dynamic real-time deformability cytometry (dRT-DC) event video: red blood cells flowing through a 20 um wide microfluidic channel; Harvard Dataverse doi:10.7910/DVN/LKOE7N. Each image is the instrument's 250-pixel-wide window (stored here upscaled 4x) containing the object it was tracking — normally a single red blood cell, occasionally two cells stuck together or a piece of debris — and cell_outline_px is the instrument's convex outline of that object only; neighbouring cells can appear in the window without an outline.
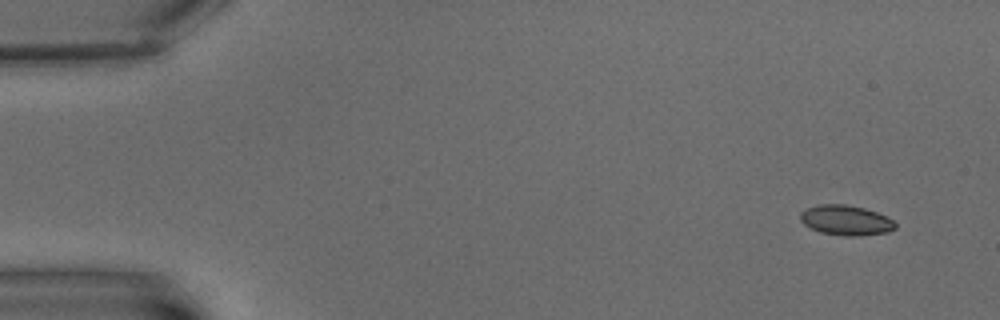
{"species": "common noctule bat (a hibernating species)", "species_latin": "Nyctalus noctula", "temperature_condition": "warm", "stored_images_in_passage": 10, "camera_frame_rate_fps": 3000, "um_per_image_px": 0.085, "animal": {"sex": "male", "body_mass_g": 15.6}, "frame": {"image": 1, "passage_image": 1, "time_ms": 0.0, "image_size_px": [1000, 320], "cell_outline_px": [[896, 228], [888, 232], [860, 236], [844, 236], [820, 232], [804, 224], [800, 220], [800, 212], [804, 208], [820, 204], [844, 204], [864, 208], [888, 216], [896, 224]], "centroid_in_image_um": [71.9, 18.72], "position_along_channel_um": 13.1, "area_um2": 16.76}}
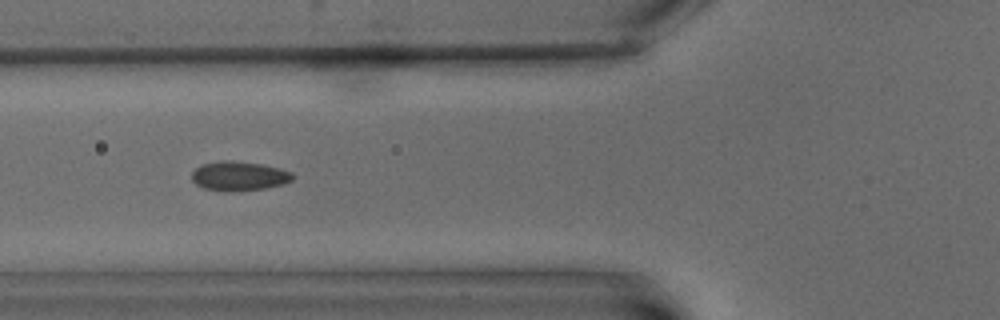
{"frame": {"image": 2, "passage_image": 7, "time_ms": 7.0, "image_size_px": [1000, 320], "cell_outline_px": [[296, 176], [292, 180], [284, 184], [264, 188], [228, 192], [204, 188], [196, 184], [192, 180], [192, 172], [200, 164], [224, 160], [232, 160], [260, 164], [280, 168], [292, 172]], "centroid_in_image_um": [20.33, 14.96], "position_along_channel_um": 105.5, "area_um2": 17.34}}
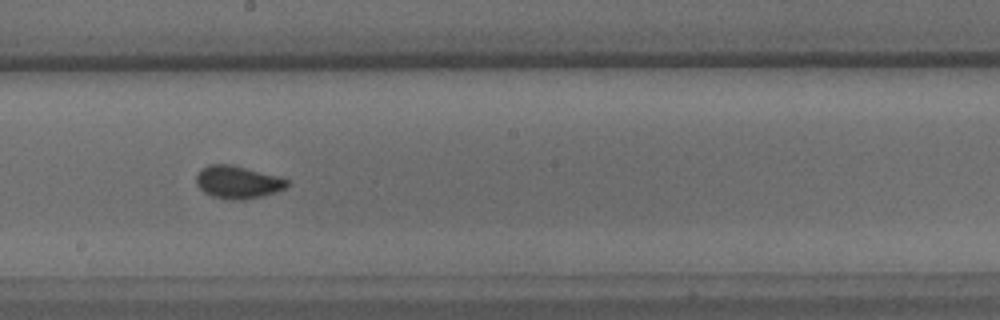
{"frame": {"image": 3, "passage_image": 10, "time_ms": 11.0, "image_size_px": [1000, 320], "cell_outline_px": [[288, 184], [284, 188], [276, 192], [244, 200], [232, 200], [212, 196], [204, 192], [196, 184], [196, 176], [200, 168], [208, 164], [232, 164], [280, 176], [288, 180]], "centroid_in_image_um": [20.19, 15.46], "position_along_channel_um": 228.0, "area_um2": 17.46}}